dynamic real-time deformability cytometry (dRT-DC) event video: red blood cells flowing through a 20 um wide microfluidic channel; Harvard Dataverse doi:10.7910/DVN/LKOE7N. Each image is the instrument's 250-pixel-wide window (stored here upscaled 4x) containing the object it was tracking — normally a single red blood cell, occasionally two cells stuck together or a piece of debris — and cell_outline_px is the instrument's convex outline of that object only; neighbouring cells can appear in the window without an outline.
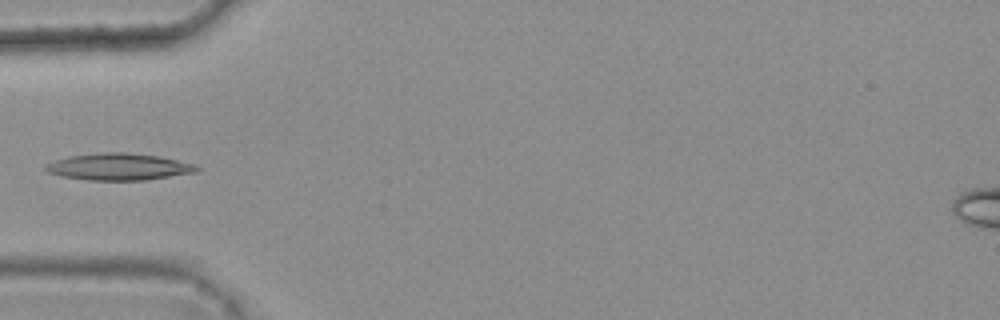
{"species": "common noctule bat (a hibernating species)", "species_latin": "Nyctalus noctula", "temperature_condition": "warm", "stored_images_in_passage": 3, "camera_frame_rate_fps": 3000, "um_per_image_px": 0.085, "animal": {"sex": "female", "body_mass_g": 25.1}, "frame": {"image": 1, "passage_image": 3, "time_ms": 0.667, "image_size_px": [1000, 320], "cell_outline_px": [[200, 168], [196, 172], [144, 180], [88, 180], [60, 176], [48, 172], [44, 168], [44, 164], [52, 160], [68, 156], [104, 152], [124, 152], [160, 156], [196, 164]], "centroid_in_image_um": [10.06, 14.17], "position_along_channel_um": 74.9, "area_um2": 23.76}}